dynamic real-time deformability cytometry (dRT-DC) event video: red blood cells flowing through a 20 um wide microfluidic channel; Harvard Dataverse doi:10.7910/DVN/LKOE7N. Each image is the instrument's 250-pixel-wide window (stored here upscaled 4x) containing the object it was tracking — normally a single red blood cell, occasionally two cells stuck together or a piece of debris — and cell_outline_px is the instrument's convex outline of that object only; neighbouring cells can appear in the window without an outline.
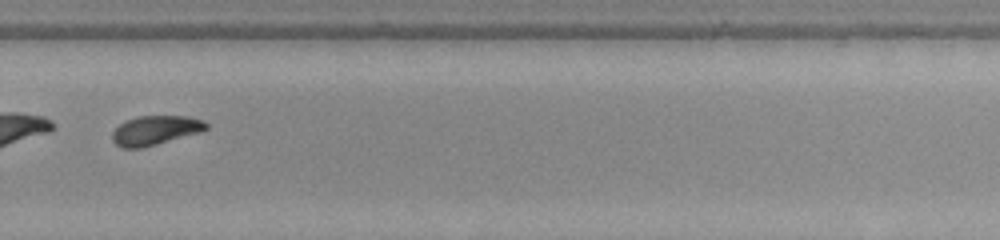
{"species": "common noctule bat (a hibernating species)", "species_latin": "Nyctalus noctula", "temperature_condition": "warm", "stored_images_in_passage": 35, "camera_frame_rate_fps": 3000, "um_per_image_px": 0.085, "animal": {"sex": "female", "body_mass_g": 22.0, "forearm_length_mm": 56.7}, "frame": {"image": 1, "passage_image": 20, "time_ms": 6.333, "image_size_px": [1000, 240], "cell_outline_px": [[208, 128], [200, 132], [156, 144], [140, 148], [120, 148], [112, 140], [112, 132], [120, 124], [128, 120], [140, 116], [188, 116], [204, 120], [208, 124]], "centroid_in_image_um": [13.21, 11.07], "position_along_channel_um": 316.6, "area_um2": 15.9}}